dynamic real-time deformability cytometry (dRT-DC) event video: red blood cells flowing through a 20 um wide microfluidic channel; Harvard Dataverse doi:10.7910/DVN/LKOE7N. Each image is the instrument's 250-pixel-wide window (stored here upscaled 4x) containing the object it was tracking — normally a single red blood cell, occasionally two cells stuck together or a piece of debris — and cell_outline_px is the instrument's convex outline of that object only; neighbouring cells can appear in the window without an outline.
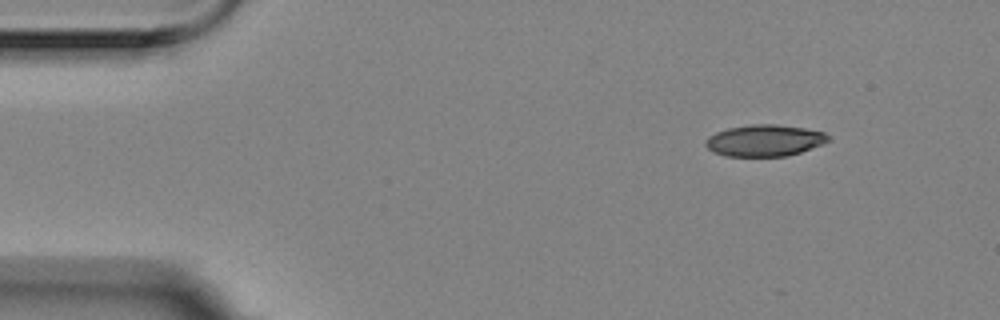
{"species": "Egyptian fruit bat (a non-hibernating species)", "species_latin": "Rousettus aegyptiacus", "temperature_condition": "room temperature", "stored_images_in_passage": 4, "camera_frame_rate_fps": 3000, "um_per_image_px": 0.085, "animal": {"sex": "female"}, "frame": {"image": 1, "passage_image": 4, "time_ms": 1.0, "image_size_px": [1000, 320], "cell_outline_px": [[828, 140], [820, 144], [800, 152], [784, 156], [724, 156], [712, 152], [704, 144], [704, 140], [708, 136], [716, 132], [728, 128], [748, 124], [776, 124], [804, 128], [824, 132], [828, 136]], "centroid_in_image_um": [64.9, 11.93], "position_along_channel_um": 20.1, "area_um2": 22.48}}